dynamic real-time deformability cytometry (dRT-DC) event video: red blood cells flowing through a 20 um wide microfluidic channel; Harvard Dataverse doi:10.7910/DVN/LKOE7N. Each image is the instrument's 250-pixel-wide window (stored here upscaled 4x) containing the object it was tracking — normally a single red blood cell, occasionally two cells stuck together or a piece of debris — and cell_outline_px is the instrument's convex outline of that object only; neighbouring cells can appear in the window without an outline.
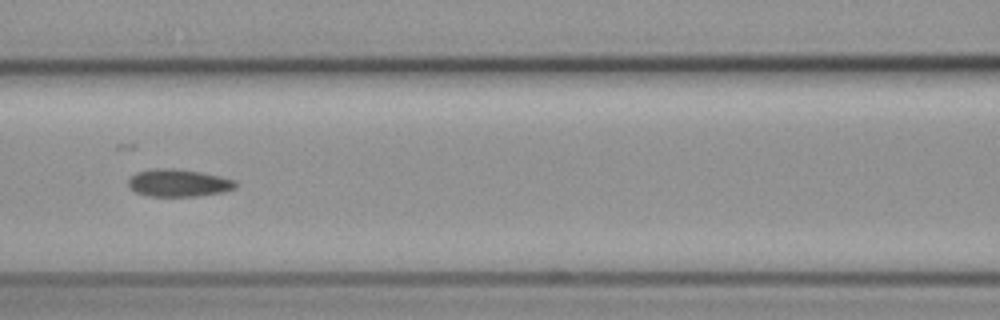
{"species": "common noctule bat (a hibernating species)", "species_latin": "Nyctalus noctula", "temperature_condition": "cold", "stored_images_in_passage": 57, "camera_frame_rate_fps": 3000, "um_per_image_px": 0.085, "animal": {"sex": "female", "body_mass_g": 19.3, "forearm_length_mm": 54.1}, "frame": {"image": 1, "passage_image": 25, "time_ms": 8.0, "image_size_px": [1000, 320], "cell_outline_px": [[236, 188], [220, 192], [196, 196], [148, 196], [136, 192], [128, 188], [128, 180], [136, 172], [152, 168], [172, 168], [200, 172], [220, 176], [236, 180]], "centroid_in_image_um": [15.13, 15.54], "position_along_channel_um": 151.5, "area_um2": 17.17}}
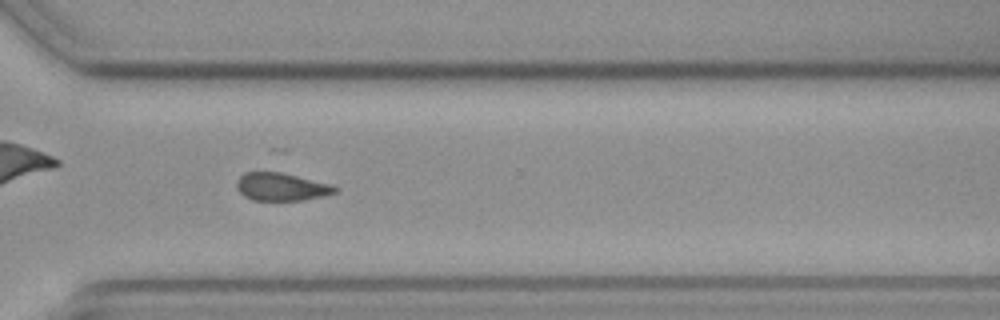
{"frame": {"image": 2, "passage_image": 41, "time_ms": 13.333, "image_size_px": [1000, 320], "cell_outline_px": [[340, 188], [336, 192], [324, 196], [304, 200], [252, 200], [244, 196], [236, 188], [236, 180], [244, 172], [280, 172], [332, 184]], "centroid_in_image_um": [23.92, 15.88], "position_along_channel_um": 346.7, "area_um2": 16.07}}
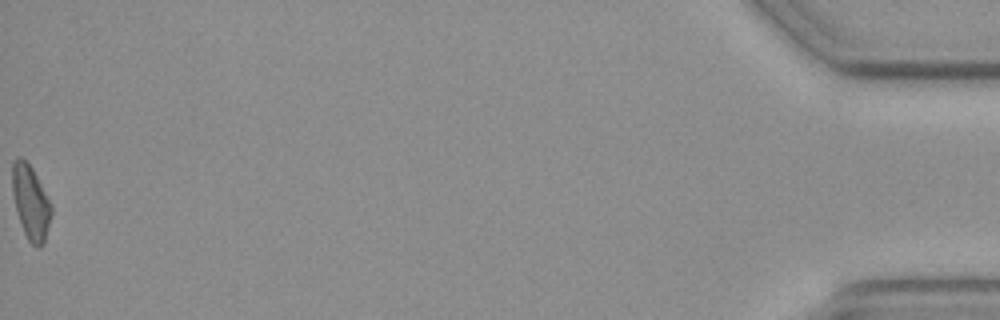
{"frame": {"image": 3, "passage_image": 57, "time_ms": 18.667, "image_size_px": [1000, 320], "cell_outline_px": [[52, 212], [44, 244], [40, 248], [36, 248], [28, 240], [24, 232], [16, 208], [12, 192], [12, 164], [20, 156], [32, 168], [52, 204]], "centroid_in_image_um": [2.63, 17.23], "position_along_channel_um": 432.6, "area_um2": 16.7}}